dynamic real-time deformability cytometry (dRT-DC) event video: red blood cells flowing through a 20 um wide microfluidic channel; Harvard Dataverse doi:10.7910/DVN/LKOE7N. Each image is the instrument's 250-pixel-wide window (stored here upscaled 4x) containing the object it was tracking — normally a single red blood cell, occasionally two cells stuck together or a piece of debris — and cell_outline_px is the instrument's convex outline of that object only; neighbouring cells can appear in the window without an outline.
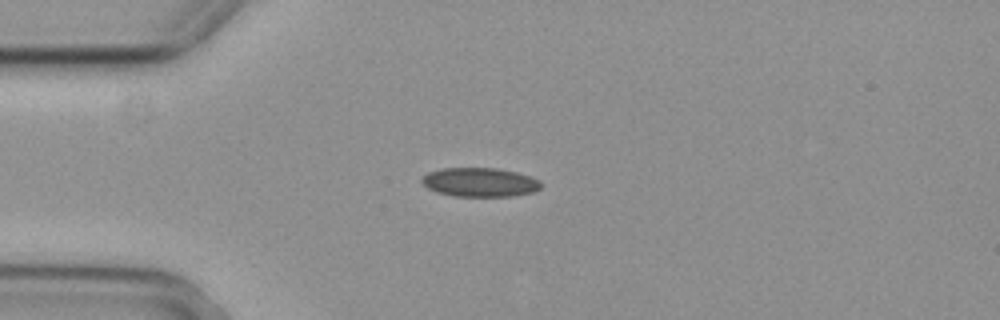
{"species": "common noctule bat (a hibernating species)", "species_latin": "Nyctalus noctula", "temperature_condition": "cold", "stored_images_in_passage": 3, "camera_frame_rate_fps": 3000, "um_per_image_px": 0.085, "animal": {"sex": "female", "body_mass_g": 29.2, "forearm_length_mm": 56.3}, "frame": {"image": 1, "passage_image": 3, "time_ms": 0.667, "image_size_px": [1000, 320], "cell_outline_px": [[540, 188], [536, 192], [512, 196], [456, 196], [436, 192], [428, 188], [420, 180], [428, 172], [444, 168], [496, 168], [516, 172], [540, 180]], "centroid_in_image_um": [40.8, 15.49], "position_along_channel_um": 44.2, "area_um2": 20.06}}